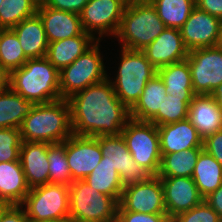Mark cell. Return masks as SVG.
I'll use <instances>...</instances> for the list:
<instances>
[{"instance_id": "ee69618b", "label": "cell", "mask_w": 222, "mask_h": 222, "mask_svg": "<svg viewBox=\"0 0 222 222\" xmlns=\"http://www.w3.org/2000/svg\"><path fill=\"white\" fill-rule=\"evenodd\" d=\"M10 72L0 64V93L9 88Z\"/></svg>"}, {"instance_id": "f35d334b", "label": "cell", "mask_w": 222, "mask_h": 222, "mask_svg": "<svg viewBox=\"0 0 222 222\" xmlns=\"http://www.w3.org/2000/svg\"><path fill=\"white\" fill-rule=\"evenodd\" d=\"M203 149L222 166V130L203 140Z\"/></svg>"}, {"instance_id": "603a6c76", "label": "cell", "mask_w": 222, "mask_h": 222, "mask_svg": "<svg viewBox=\"0 0 222 222\" xmlns=\"http://www.w3.org/2000/svg\"><path fill=\"white\" fill-rule=\"evenodd\" d=\"M97 41L89 33L50 42L46 58L59 71L73 63Z\"/></svg>"}, {"instance_id": "30bf717a", "label": "cell", "mask_w": 222, "mask_h": 222, "mask_svg": "<svg viewBox=\"0 0 222 222\" xmlns=\"http://www.w3.org/2000/svg\"><path fill=\"white\" fill-rule=\"evenodd\" d=\"M128 1L89 0L80 14L82 28L97 40L110 35L115 37Z\"/></svg>"}, {"instance_id": "60d3db41", "label": "cell", "mask_w": 222, "mask_h": 222, "mask_svg": "<svg viewBox=\"0 0 222 222\" xmlns=\"http://www.w3.org/2000/svg\"><path fill=\"white\" fill-rule=\"evenodd\" d=\"M28 217L21 205H9L3 212L0 222H27Z\"/></svg>"}, {"instance_id": "ba28073f", "label": "cell", "mask_w": 222, "mask_h": 222, "mask_svg": "<svg viewBox=\"0 0 222 222\" xmlns=\"http://www.w3.org/2000/svg\"><path fill=\"white\" fill-rule=\"evenodd\" d=\"M121 135L134 161L152 176H157L162 157L157 126L130 118Z\"/></svg>"}, {"instance_id": "9c48e42d", "label": "cell", "mask_w": 222, "mask_h": 222, "mask_svg": "<svg viewBox=\"0 0 222 222\" xmlns=\"http://www.w3.org/2000/svg\"><path fill=\"white\" fill-rule=\"evenodd\" d=\"M69 185L47 183L30 188L20 204L32 220L69 221Z\"/></svg>"}, {"instance_id": "f6af8a7d", "label": "cell", "mask_w": 222, "mask_h": 222, "mask_svg": "<svg viewBox=\"0 0 222 222\" xmlns=\"http://www.w3.org/2000/svg\"><path fill=\"white\" fill-rule=\"evenodd\" d=\"M215 99L218 106L222 109V85H220L216 90L211 94Z\"/></svg>"}, {"instance_id": "ac0fdd59", "label": "cell", "mask_w": 222, "mask_h": 222, "mask_svg": "<svg viewBox=\"0 0 222 222\" xmlns=\"http://www.w3.org/2000/svg\"><path fill=\"white\" fill-rule=\"evenodd\" d=\"M157 128L161 155L203 148V139L188 118Z\"/></svg>"}, {"instance_id": "5b68a950", "label": "cell", "mask_w": 222, "mask_h": 222, "mask_svg": "<svg viewBox=\"0 0 222 222\" xmlns=\"http://www.w3.org/2000/svg\"><path fill=\"white\" fill-rule=\"evenodd\" d=\"M117 75L110 79L118 99L129 109L139 100L147 82L157 74V69L142 50L121 47ZM115 80V81H114Z\"/></svg>"}, {"instance_id": "d590c367", "label": "cell", "mask_w": 222, "mask_h": 222, "mask_svg": "<svg viewBox=\"0 0 222 222\" xmlns=\"http://www.w3.org/2000/svg\"><path fill=\"white\" fill-rule=\"evenodd\" d=\"M22 139L18 128H0V163L20 161Z\"/></svg>"}, {"instance_id": "5bb4252c", "label": "cell", "mask_w": 222, "mask_h": 222, "mask_svg": "<svg viewBox=\"0 0 222 222\" xmlns=\"http://www.w3.org/2000/svg\"><path fill=\"white\" fill-rule=\"evenodd\" d=\"M65 151L71 183L84 180L102 160V151L96 137L73 134L65 140Z\"/></svg>"}, {"instance_id": "cb8c5ba5", "label": "cell", "mask_w": 222, "mask_h": 222, "mask_svg": "<svg viewBox=\"0 0 222 222\" xmlns=\"http://www.w3.org/2000/svg\"><path fill=\"white\" fill-rule=\"evenodd\" d=\"M30 187L20 161L0 163V200L10 205H20Z\"/></svg>"}, {"instance_id": "74e56055", "label": "cell", "mask_w": 222, "mask_h": 222, "mask_svg": "<svg viewBox=\"0 0 222 222\" xmlns=\"http://www.w3.org/2000/svg\"><path fill=\"white\" fill-rule=\"evenodd\" d=\"M116 222H170L167 214H144L126 211L120 204L117 210Z\"/></svg>"}, {"instance_id": "7402d4cb", "label": "cell", "mask_w": 222, "mask_h": 222, "mask_svg": "<svg viewBox=\"0 0 222 222\" xmlns=\"http://www.w3.org/2000/svg\"><path fill=\"white\" fill-rule=\"evenodd\" d=\"M21 44V48L28 59L46 57L48 39L39 15L26 18L11 29Z\"/></svg>"}, {"instance_id": "f546056e", "label": "cell", "mask_w": 222, "mask_h": 222, "mask_svg": "<svg viewBox=\"0 0 222 222\" xmlns=\"http://www.w3.org/2000/svg\"><path fill=\"white\" fill-rule=\"evenodd\" d=\"M84 181L96 191L120 201L124 187L118 173L108 161L101 160Z\"/></svg>"}, {"instance_id": "4dcf8cb0", "label": "cell", "mask_w": 222, "mask_h": 222, "mask_svg": "<svg viewBox=\"0 0 222 222\" xmlns=\"http://www.w3.org/2000/svg\"><path fill=\"white\" fill-rule=\"evenodd\" d=\"M166 27L180 29L196 7L195 0H150Z\"/></svg>"}, {"instance_id": "b9f144b4", "label": "cell", "mask_w": 222, "mask_h": 222, "mask_svg": "<svg viewBox=\"0 0 222 222\" xmlns=\"http://www.w3.org/2000/svg\"><path fill=\"white\" fill-rule=\"evenodd\" d=\"M195 4L199 10L222 20V0H195Z\"/></svg>"}, {"instance_id": "e575fe53", "label": "cell", "mask_w": 222, "mask_h": 222, "mask_svg": "<svg viewBox=\"0 0 222 222\" xmlns=\"http://www.w3.org/2000/svg\"><path fill=\"white\" fill-rule=\"evenodd\" d=\"M49 183L71 184V172L67 162L65 141L50 144L48 148Z\"/></svg>"}, {"instance_id": "52a82bcc", "label": "cell", "mask_w": 222, "mask_h": 222, "mask_svg": "<svg viewBox=\"0 0 222 222\" xmlns=\"http://www.w3.org/2000/svg\"><path fill=\"white\" fill-rule=\"evenodd\" d=\"M101 41L97 40L73 63L59 71L61 99H68L76 92L108 78L103 54L99 51Z\"/></svg>"}, {"instance_id": "f1b7e54d", "label": "cell", "mask_w": 222, "mask_h": 222, "mask_svg": "<svg viewBox=\"0 0 222 222\" xmlns=\"http://www.w3.org/2000/svg\"><path fill=\"white\" fill-rule=\"evenodd\" d=\"M203 148L161 155L158 177H192L198 156Z\"/></svg>"}, {"instance_id": "7dc6e473", "label": "cell", "mask_w": 222, "mask_h": 222, "mask_svg": "<svg viewBox=\"0 0 222 222\" xmlns=\"http://www.w3.org/2000/svg\"><path fill=\"white\" fill-rule=\"evenodd\" d=\"M9 205H10V204H8V203L0 200V218H1L4 210H5Z\"/></svg>"}, {"instance_id": "7c38bea8", "label": "cell", "mask_w": 222, "mask_h": 222, "mask_svg": "<svg viewBox=\"0 0 222 222\" xmlns=\"http://www.w3.org/2000/svg\"><path fill=\"white\" fill-rule=\"evenodd\" d=\"M96 138L102 151V160L108 161L116 170L123 187L144 182L152 176L134 161L121 134L102 135Z\"/></svg>"}, {"instance_id": "ab89813d", "label": "cell", "mask_w": 222, "mask_h": 222, "mask_svg": "<svg viewBox=\"0 0 222 222\" xmlns=\"http://www.w3.org/2000/svg\"><path fill=\"white\" fill-rule=\"evenodd\" d=\"M89 0H47L45 6L62 11L81 14Z\"/></svg>"}, {"instance_id": "484cf974", "label": "cell", "mask_w": 222, "mask_h": 222, "mask_svg": "<svg viewBox=\"0 0 222 222\" xmlns=\"http://www.w3.org/2000/svg\"><path fill=\"white\" fill-rule=\"evenodd\" d=\"M35 103L26 100L10 87L0 93V128L20 129Z\"/></svg>"}, {"instance_id": "e0dca14e", "label": "cell", "mask_w": 222, "mask_h": 222, "mask_svg": "<svg viewBox=\"0 0 222 222\" xmlns=\"http://www.w3.org/2000/svg\"><path fill=\"white\" fill-rule=\"evenodd\" d=\"M142 52L158 70L166 65L186 60L189 51L186 49L180 29L167 27Z\"/></svg>"}, {"instance_id": "681fc988", "label": "cell", "mask_w": 222, "mask_h": 222, "mask_svg": "<svg viewBox=\"0 0 222 222\" xmlns=\"http://www.w3.org/2000/svg\"><path fill=\"white\" fill-rule=\"evenodd\" d=\"M38 6L45 4L47 0H33Z\"/></svg>"}, {"instance_id": "4fadbf2b", "label": "cell", "mask_w": 222, "mask_h": 222, "mask_svg": "<svg viewBox=\"0 0 222 222\" xmlns=\"http://www.w3.org/2000/svg\"><path fill=\"white\" fill-rule=\"evenodd\" d=\"M119 204L126 210L144 214H166L160 177L125 186Z\"/></svg>"}, {"instance_id": "3957f363", "label": "cell", "mask_w": 222, "mask_h": 222, "mask_svg": "<svg viewBox=\"0 0 222 222\" xmlns=\"http://www.w3.org/2000/svg\"><path fill=\"white\" fill-rule=\"evenodd\" d=\"M9 87L35 104L61 99L59 70L46 57L28 59L10 72Z\"/></svg>"}, {"instance_id": "bcb514c9", "label": "cell", "mask_w": 222, "mask_h": 222, "mask_svg": "<svg viewBox=\"0 0 222 222\" xmlns=\"http://www.w3.org/2000/svg\"><path fill=\"white\" fill-rule=\"evenodd\" d=\"M216 46L222 49V20L220 22L219 38H218V42H217Z\"/></svg>"}, {"instance_id": "d6986e66", "label": "cell", "mask_w": 222, "mask_h": 222, "mask_svg": "<svg viewBox=\"0 0 222 222\" xmlns=\"http://www.w3.org/2000/svg\"><path fill=\"white\" fill-rule=\"evenodd\" d=\"M47 142L22 141L19 160L30 188L49 183Z\"/></svg>"}, {"instance_id": "9a60e30c", "label": "cell", "mask_w": 222, "mask_h": 222, "mask_svg": "<svg viewBox=\"0 0 222 222\" xmlns=\"http://www.w3.org/2000/svg\"><path fill=\"white\" fill-rule=\"evenodd\" d=\"M221 20L195 7L180 28L184 45L188 51L216 46Z\"/></svg>"}, {"instance_id": "d6a6232c", "label": "cell", "mask_w": 222, "mask_h": 222, "mask_svg": "<svg viewBox=\"0 0 222 222\" xmlns=\"http://www.w3.org/2000/svg\"><path fill=\"white\" fill-rule=\"evenodd\" d=\"M33 0H3L0 7V29H12L21 21L37 13Z\"/></svg>"}, {"instance_id": "d4e9b609", "label": "cell", "mask_w": 222, "mask_h": 222, "mask_svg": "<svg viewBox=\"0 0 222 222\" xmlns=\"http://www.w3.org/2000/svg\"><path fill=\"white\" fill-rule=\"evenodd\" d=\"M165 90V84L157 73L147 82L139 100L130 109V118L149 122L158 111H162L167 96Z\"/></svg>"}, {"instance_id": "c3c4849f", "label": "cell", "mask_w": 222, "mask_h": 222, "mask_svg": "<svg viewBox=\"0 0 222 222\" xmlns=\"http://www.w3.org/2000/svg\"><path fill=\"white\" fill-rule=\"evenodd\" d=\"M27 222H70V221H59V220H32V219H28Z\"/></svg>"}, {"instance_id": "4316f807", "label": "cell", "mask_w": 222, "mask_h": 222, "mask_svg": "<svg viewBox=\"0 0 222 222\" xmlns=\"http://www.w3.org/2000/svg\"><path fill=\"white\" fill-rule=\"evenodd\" d=\"M166 92L176 97H194L190 66L187 60L166 65L157 70Z\"/></svg>"}, {"instance_id": "8d00e7d4", "label": "cell", "mask_w": 222, "mask_h": 222, "mask_svg": "<svg viewBox=\"0 0 222 222\" xmlns=\"http://www.w3.org/2000/svg\"><path fill=\"white\" fill-rule=\"evenodd\" d=\"M170 222H222L220 216L204 200L189 211L180 213Z\"/></svg>"}, {"instance_id": "44dd1931", "label": "cell", "mask_w": 222, "mask_h": 222, "mask_svg": "<svg viewBox=\"0 0 222 222\" xmlns=\"http://www.w3.org/2000/svg\"><path fill=\"white\" fill-rule=\"evenodd\" d=\"M187 118L203 140L222 130V109L212 95L195 94L189 105Z\"/></svg>"}, {"instance_id": "8fae6325", "label": "cell", "mask_w": 222, "mask_h": 222, "mask_svg": "<svg viewBox=\"0 0 222 222\" xmlns=\"http://www.w3.org/2000/svg\"><path fill=\"white\" fill-rule=\"evenodd\" d=\"M190 66L195 94L211 95L222 85V49L204 47L189 51L186 58Z\"/></svg>"}, {"instance_id": "277c9868", "label": "cell", "mask_w": 222, "mask_h": 222, "mask_svg": "<svg viewBox=\"0 0 222 222\" xmlns=\"http://www.w3.org/2000/svg\"><path fill=\"white\" fill-rule=\"evenodd\" d=\"M166 28L149 1L129 0L115 38L122 48L142 50Z\"/></svg>"}, {"instance_id": "2e32d148", "label": "cell", "mask_w": 222, "mask_h": 222, "mask_svg": "<svg viewBox=\"0 0 222 222\" xmlns=\"http://www.w3.org/2000/svg\"><path fill=\"white\" fill-rule=\"evenodd\" d=\"M160 180L169 220L180 213L189 211L204 200L192 177H169L160 178Z\"/></svg>"}, {"instance_id": "7a4b0ae2", "label": "cell", "mask_w": 222, "mask_h": 222, "mask_svg": "<svg viewBox=\"0 0 222 222\" xmlns=\"http://www.w3.org/2000/svg\"><path fill=\"white\" fill-rule=\"evenodd\" d=\"M22 141L62 143L73 135L67 99L35 104L20 127Z\"/></svg>"}, {"instance_id": "8992f818", "label": "cell", "mask_w": 222, "mask_h": 222, "mask_svg": "<svg viewBox=\"0 0 222 222\" xmlns=\"http://www.w3.org/2000/svg\"><path fill=\"white\" fill-rule=\"evenodd\" d=\"M70 222H116L119 201L91 188L84 180L69 185Z\"/></svg>"}, {"instance_id": "1f68e13d", "label": "cell", "mask_w": 222, "mask_h": 222, "mask_svg": "<svg viewBox=\"0 0 222 222\" xmlns=\"http://www.w3.org/2000/svg\"><path fill=\"white\" fill-rule=\"evenodd\" d=\"M28 60L17 35L11 29H0V64L12 72L20 68Z\"/></svg>"}, {"instance_id": "836d02e7", "label": "cell", "mask_w": 222, "mask_h": 222, "mask_svg": "<svg viewBox=\"0 0 222 222\" xmlns=\"http://www.w3.org/2000/svg\"><path fill=\"white\" fill-rule=\"evenodd\" d=\"M192 99L193 97H176L167 94L162 105V111H158L149 122L156 126H162L186 119Z\"/></svg>"}, {"instance_id": "7bdbcfd3", "label": "cell", "mask_w": 222, "mask_h": 222, "mask_svg": "<svg viewBox=\"0 0 222 222\" xmlns=\"http://www.w3.org/2000/svg\"><path fill=\"white\" fill-rule=\"evenodd\" d=\"M204 201L213 208L222 220V186L204 198Z\"/></svg>"}, {"instance_id": "ffe728a7", "label": "cell", "mask_w": 222, "mask_h": 222, "mask_svg": "<svg viewBox=\"0 0 222 222\" xmlns=\"http://www.w3.org/2000/svg\"><path fill=\"white\" fill-rule=\"evenodd\" d=\"M37 14L42 20L49 43L82 35L85 32L79 14L49 8L44 4L38 6Z\"/></svg>"}, {"instance_id": "6da1fadb", "label": "cell", "mask_w": 222, "mask_h": 222, "mask_svg": "<svg viewBox=\"0 0 222 222\" xmlns=\"http://www.w3.org/2000/svg\"><path fill=\"white\" fill-rule=\"evenodd\" d=\"M110 78L67 99L73 134L92 137L121 134L130 119V109L118 99Z\"/></svg>"}, {"instance_id": "83f0119b", "label": "cell", "mask_w": 222, "mask_h": 222, "mask_svg": "<svg viewBox=\"0 0 222 222\" xmlns=\"http://www.w3.org/2000/svg\"><path fill=\"white\" fill-rule=\"evenodd\" d=\"M192 178L200 195L206 198L222 186V166L203 149L198 156Z\"/></svg>"}]
</instances>
